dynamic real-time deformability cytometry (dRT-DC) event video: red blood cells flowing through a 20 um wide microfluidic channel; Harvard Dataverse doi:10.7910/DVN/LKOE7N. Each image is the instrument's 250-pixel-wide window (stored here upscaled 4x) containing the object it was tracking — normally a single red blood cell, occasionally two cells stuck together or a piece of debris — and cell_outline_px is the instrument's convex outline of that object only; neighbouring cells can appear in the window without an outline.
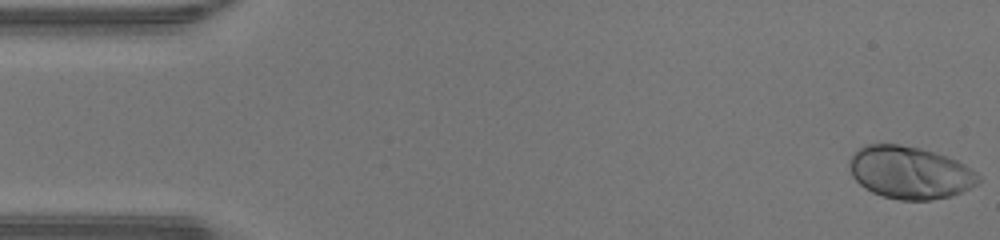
{"species": "human", "species_latin": "Homo sapiens", "temperature_condition": "warm", "stored_images_in_passage": 48, "camera_frame_rate_fps": 3000, "um_per_image_px": 0.085, "donor": {"sex": "male"}, "frame": {"image": 1, "passage_image": 1, "time_ms": 0.0, "image_size_px": [1000, 240], "cell_outline_px": [[980, 180], [976, 184], [952, 196], [932, 200], [900, 200], [884, 196], [872, 192], [864, 188], [852, 176], [848, 164], [852, 156], [864, 144], [900, 144], [920, 148], [956, 160], [964, 164], [976, 172], [980, 176]], "centroid_in_image_um": [77.32, 14.67], "position_along_channel_um": 7.7, "area_um2": 39.25}}
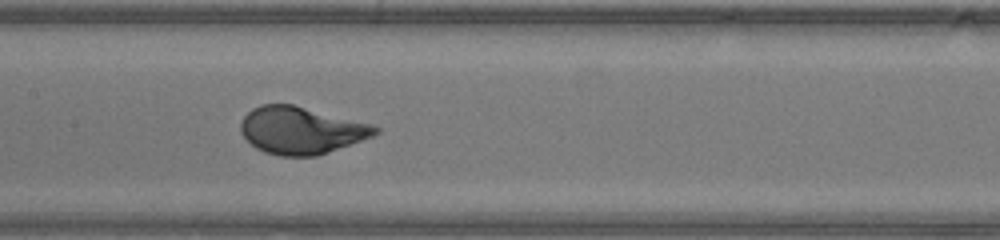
{"frame": {"image": 2, "passage_image": 23, "time_ms": 7.333, "image_size_px": [1000, 240], "cell_outline_px": [[380, 132], [372, 136], [328, 152], [316, 156], [280, 156], [264, 152], [256, 148], [240, 132], [240, 124], [244, 116], [252, 108], [260, 104], [292, 104], [372, 124], [380, 128]], "centroid_in_image_um": [25.58, 11.07], "position_along_channel_um": 181.8, "area_um2": 36.82}}
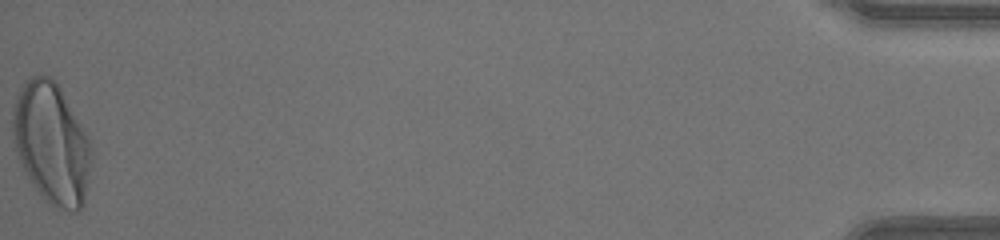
{"frame": {"image": 3, "passage_image": 48, "time_ms": 15.667, "image_size_px": [1000, 240], "cell_outline_px": [[88, 180], [84, 204], [76, 212], [68, 212], [56, 208], [40, 196], [32, 184], [16, 152], [12, 132], [12, 116], [16, 100], [20, 88], [32, 76], [48, 76], [60, 88], [84, 132], [88, 140]], "centroid_in_image_um": [4.34, 12.24], "position_along_channel_um": 430.9, "area_um2": 54.04}, "authors_computed_cell_mechanics": {"area_um2": 37.6856, "velocity_mm_per_s": 4.3098, "shape_relaxation_time_tau1_ms": 2.8931, "shape_relaxation_time_tau2_ms": null, "deformation_change_tau1": 0.2083, "deformation_change_tau2": null}}